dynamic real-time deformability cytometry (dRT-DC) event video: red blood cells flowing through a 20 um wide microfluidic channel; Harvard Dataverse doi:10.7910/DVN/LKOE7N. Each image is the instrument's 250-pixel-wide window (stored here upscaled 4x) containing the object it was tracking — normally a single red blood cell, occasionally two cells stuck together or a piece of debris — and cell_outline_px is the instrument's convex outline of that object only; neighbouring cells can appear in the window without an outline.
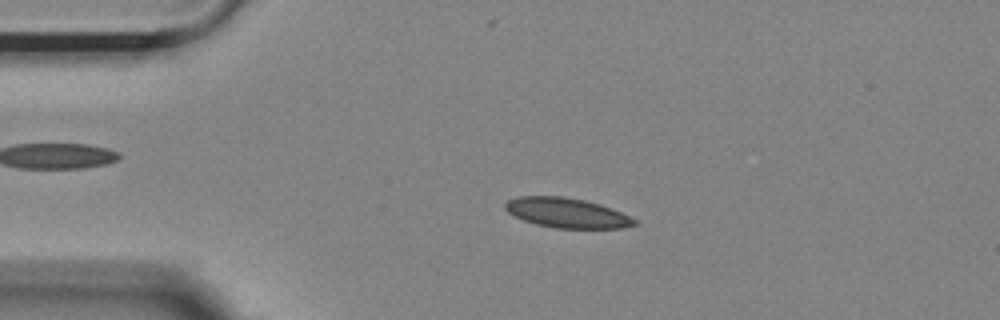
{"species": "Egyptian fruit bat (a non-hibernating species)", "species_latin": "Rousettus aegyptiacus", "temperature_condition": "room temperature", "stored_images_in_passage": 53, "camera_frame_rate_fps": 3000, "um_per_image_px": 0.085, "animal": {"sex": "female"}, "frame": {"image": 1, "passage_image": 11, "time_ms": 3.333, "image_size_px": [1000, 320], "cell_outline_px": [[628, 224], [608, 228], [572, 228], [544, 224], [520, 216], [508, 208], [508, 204], [516, 200], [572, 200], [592, 204], [616, 212], [624, 216], [628, 220]], "centroid_in_image_um": [48.26, 18.17], "position_along_channel_um": 36.7, "area_um2": 17.69}}
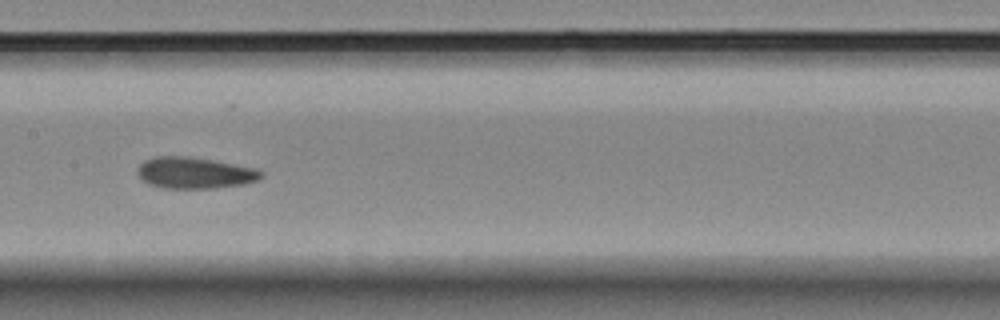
{"frame": {"image": 2, "passage_image": 26, "time_ms": 8.333, "image_size_px": [1000, 320], "cell_outline_px": [[256, 176], [244, 180], [192, 184], [156, 180], [148, 176], [144, 172], [144, 168], [148, 164], [212, 164], [252, 172]], "centroid_in_image_um": [16.62, 14.73], "position_along_channel_um": 190.8, "area_um2": 12.25}}
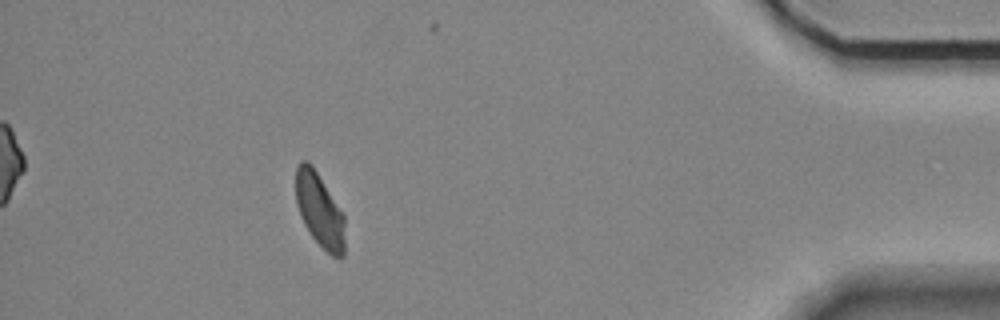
{"frame": {"image": 3, "passage_image": 48, "time_ms": 15.667, "image_size_px": [1000, 320], "cell_outline_px": [[340, 252], [332, 252], [312, 232], [300, 208], [296, 192], [296, 176], [300, 164], [308, 164], [312, 168], [340, 216]], "centroid_in_image_um": [27.03, 17.7], "position_along_channel_um": 408.2, "area_um2": 16.36}}